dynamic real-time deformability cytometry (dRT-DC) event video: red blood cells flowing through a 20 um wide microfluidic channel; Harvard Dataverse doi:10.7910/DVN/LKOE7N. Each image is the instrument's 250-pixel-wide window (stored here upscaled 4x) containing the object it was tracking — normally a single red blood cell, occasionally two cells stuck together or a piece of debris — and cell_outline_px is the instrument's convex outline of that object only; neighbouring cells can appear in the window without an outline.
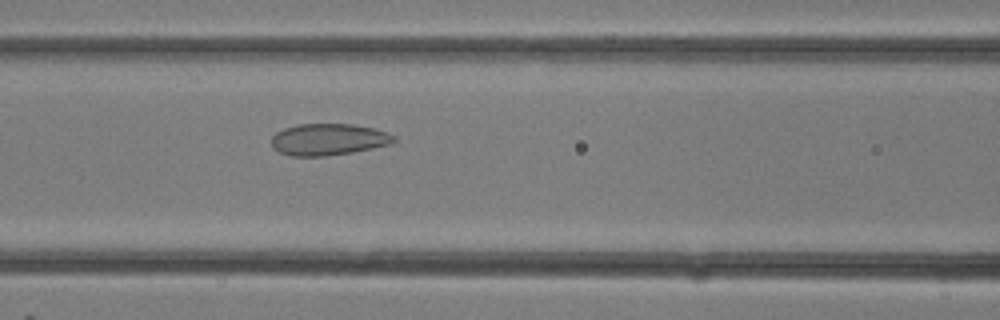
{"species": "common noctule bat (a hibernating species)", "species_latin": "Nyctalus noctula", "temperature_condition": "room temperature", "stored_images_in_passage": 16, "camera_frame_rate_fps": 3000, "um_per_image_px": 0.085, "animal": {"sex": "female"}, "frame": {"image": 1, "passage_image": 14, "time_ms": 4.333, "image_size_px": [1000, 320], "cell_outline_px": [[396, 140], [392, 144], [352, 152], [324, 156], [288, 156], [272, 148], [272, 136], [276, 132], [284, 128], [296, 124], [352, 124], [372, 128], [388, 132], [396, 136]], "centroid_in_image_um": [27.91, 11.85], "position_along_channel_um": 138.7, "area_um2": 22.72}}
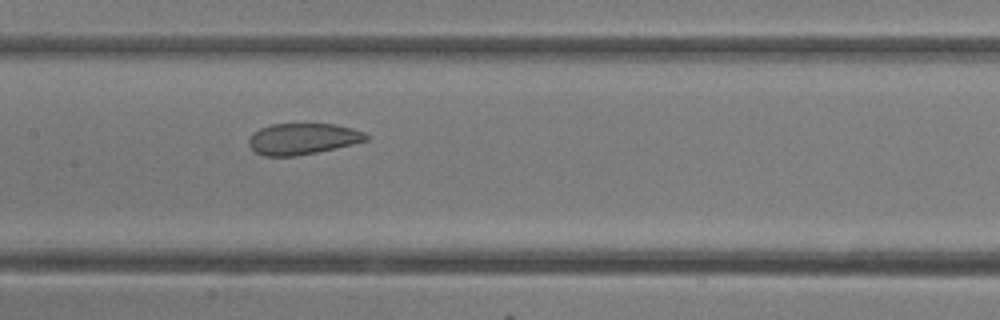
{"frame": {"image": 2, "passage_image": 16, "time_ms": 5.0, "image_size_px": [1000, 320], "cell_outline_px": [[368, 140], [336, 148], [296, 156], [264, 156], [256, 152], [248, 144], [248, 140], [252, 132], [260, 128], [272, 124], [336, 124], [352, 128], [364, 132], [368, 136]], "centroid_in_image_um": [25.71, 11.8], "position_along_channel_um": 181.7, "area_um2": 21.33}}